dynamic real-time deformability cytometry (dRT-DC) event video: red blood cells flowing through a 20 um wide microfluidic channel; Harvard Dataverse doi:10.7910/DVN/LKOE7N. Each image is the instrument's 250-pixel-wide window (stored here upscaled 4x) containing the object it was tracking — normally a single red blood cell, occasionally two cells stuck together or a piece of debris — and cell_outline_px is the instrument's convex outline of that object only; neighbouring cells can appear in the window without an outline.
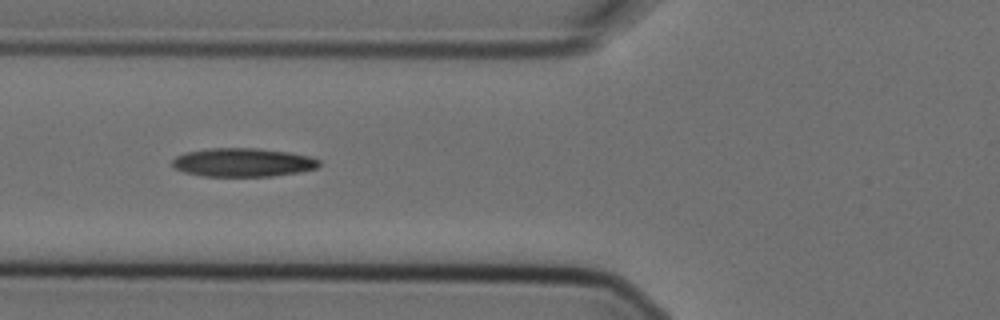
{"species": "Egyptian fruit bat (a non-hibernating species)", "species_latin": "Rousettus aegyptiacus", "temperature_condition": "cold", "stored_images_in_passage": 8, "camera_frame_rate_fps": 3000, "um_per_image_px": 0.085, "animal": {"sex": "female"}, "frame": {"image": 1, "passage_image": 6, "time_ms": 1.667, "image_size_px": [1000, 320], "cell_outline_px": [[320, 164], [316, 168], [300, 172], [272, 176], [204, 176], [184, 172], [176, 168], [172, 164], [172, 160], [176, 156], [184, 152], [208, 148], [256, 148], [288, 152], [308, 156], [320, 160]], "centroid_in_image_um": [20.63, 13.8], "position_along_channel_um": 105.2, "area_um2": 24.45}}
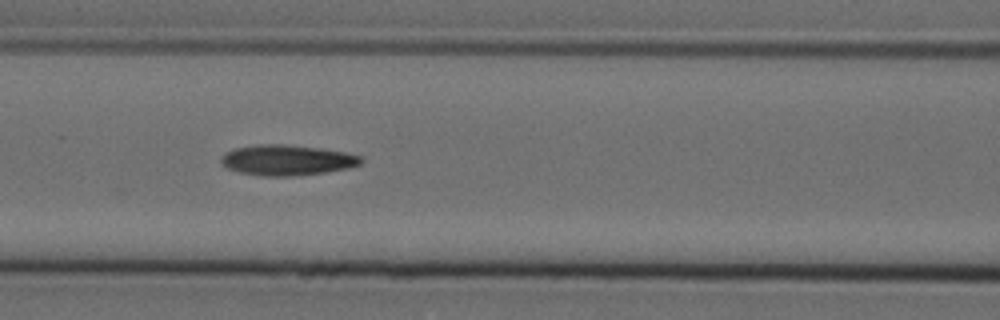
{"frame": {"image": 2, "passage_image": 7, "time_ms": 2.0, "image_size_px": [1000, 320], "cell_outline_px": [[364, 160], [360, 164], [348, 168], [324, 172], [292, 176], [260, 176], [240, 172], [228, 168], [220, 160], [220, 156], [224, 152], [236, 148], [256, 144], [280, 144], [320, 148], [344, 152], [360, 156]], "centroid_in_image_um": [24.37, 13.6], "position_along_channel_um": 142.2, "area_um2": 24.74}}
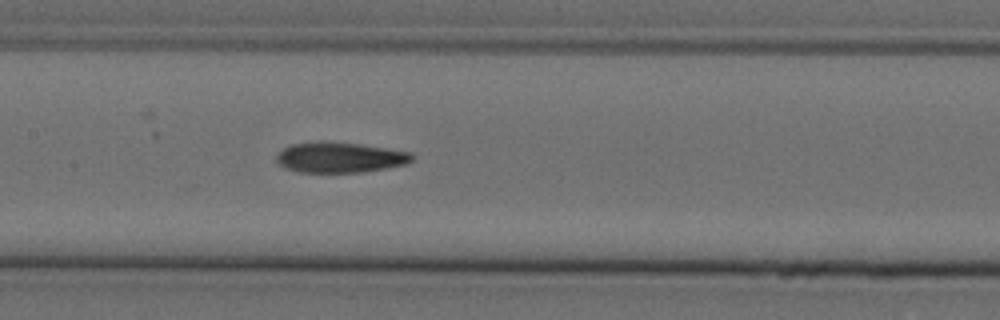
{"frame": {"image": 3, "passage_image": 8, "time_ms": 2.333, "image_size_px": [1000, 320], "cell_outline_px": [[412, 160], [408, 164], [360, 172], [300, 172], [284, 168], [276, 160], [276, 156], [284, 148], [292, 144], [320, 140], [324, 140], [360, 144], [412, 152]], "centroid_in_image_um": [28.88, 13.36], "position_along_channel_um": 178.5, "area_um2": 24.1}}